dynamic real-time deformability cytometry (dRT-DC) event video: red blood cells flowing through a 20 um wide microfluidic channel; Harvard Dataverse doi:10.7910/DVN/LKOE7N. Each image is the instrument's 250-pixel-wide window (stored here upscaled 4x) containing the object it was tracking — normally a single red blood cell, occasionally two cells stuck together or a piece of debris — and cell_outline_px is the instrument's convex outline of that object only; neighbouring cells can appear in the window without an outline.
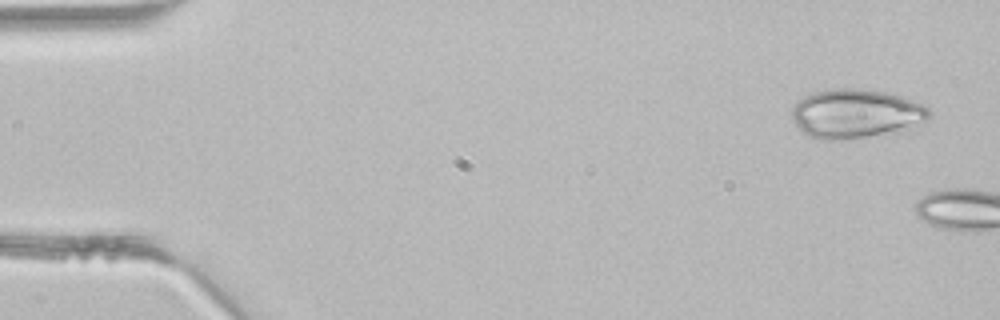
{"species": "common noctule bat (a hibernating species)", "species_latin": "Nyctalus noctula", "temperature_condition": "room temperature", "stored_images_in_passage": 2, "camera_frame_rate_fps": 3000, "um_per_image_px": 0.085, "animal": {"sex": "male", "body_mass_g": 21.5, "forearm_length_mm": 52.0}, "frame": {"image": 1, "passage_image": 1, "time_ms": 0.0, "image_size_px": [1000, 320], "cell_outline_px": [[932, 116], [924, 120], [868, 136], [828, 140], [824, 140], [808, 136], [792, 120], [792, 108], [804, 96], [812, 92], [832, 88], [860, 88], [884, 92], [900, 96], [924, 104], [932, 112]], "centroid_in_image_um": [72.66, 9.61], "position_along_channel_um": 12.3, "area_um2": 38.15}}